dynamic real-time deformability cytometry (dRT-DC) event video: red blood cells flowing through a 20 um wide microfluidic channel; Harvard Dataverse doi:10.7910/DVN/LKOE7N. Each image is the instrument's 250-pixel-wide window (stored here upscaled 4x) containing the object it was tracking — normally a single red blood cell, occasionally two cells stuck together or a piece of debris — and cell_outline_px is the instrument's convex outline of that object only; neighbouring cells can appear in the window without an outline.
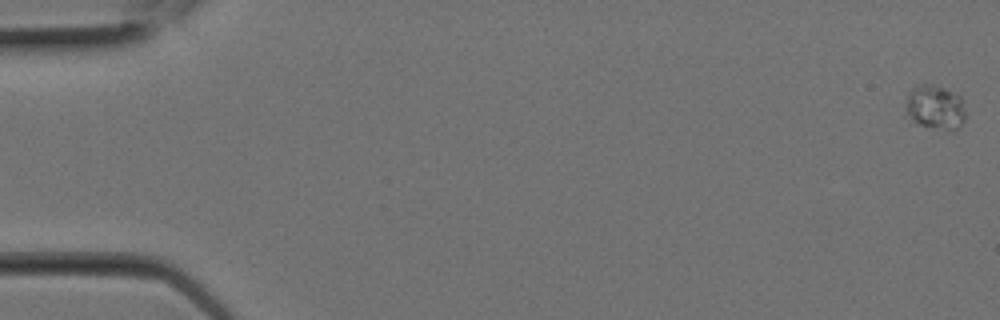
{"species": "Egyptian fruit bat (a non-hibernating species)", "species_latin": "Rousettus aegyptiacus", "temperature_condition": "room temperature", "stored_images_in_passage": 7, "camera_frame_rate_fps": 3000, "um_per_image_px": 0.085, "animal": {"sex": "female"}, "frame": {"image": 1, "passage_image": 1, "time_ms": 0.0, "image_size_px": [1000, 320], "cell_outline_px": [[964, 120], [952, 132], [948, 132], [908, 124], [904, 116], [908, 96], [912, 88], [924, 84], [932, 84], [944, 88], [960, 96], [964, 112]], "centroid_in_image_um": [79.4, 9.21], "position_along_channel_um": 5.6, "area_um2": 16.07}}
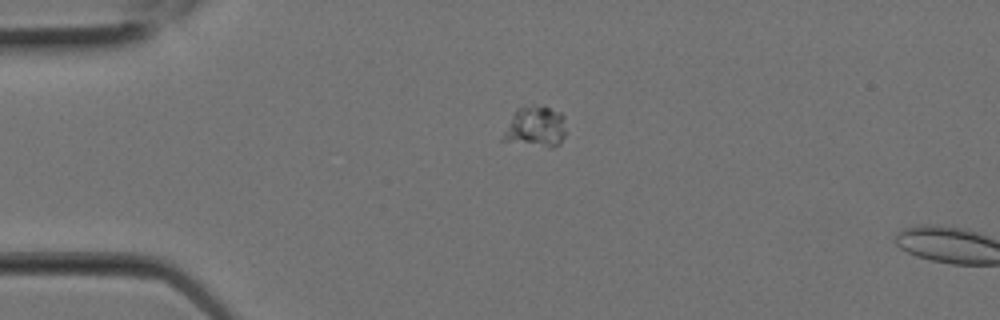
{"frame": {"image": 2, "passage_image": 6, "time_ms": 1.667, "image_size_px": [1000, 320], "cell_outline_px": [[564, 136], [560, 144], [552, 148], [548, 148], [500, 140], [516, 108], [548, 108], [560, 112], [564, 116]], "centroid_in_image_um": [45.52, 10.84], "position_along_channel_um": 39.5, "area_um2": 14.57}}